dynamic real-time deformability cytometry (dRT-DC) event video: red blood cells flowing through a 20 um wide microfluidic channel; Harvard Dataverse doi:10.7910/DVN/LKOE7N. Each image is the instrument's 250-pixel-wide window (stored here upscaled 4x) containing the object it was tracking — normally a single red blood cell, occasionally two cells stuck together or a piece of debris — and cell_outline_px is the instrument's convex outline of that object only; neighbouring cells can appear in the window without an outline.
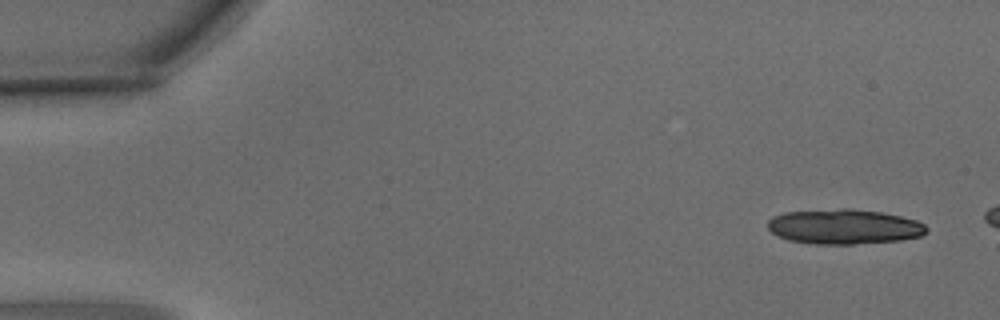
{"species": "common noctule bat (a hibernating species)", "species_latin": "Nyctalus noctula", "temperature_condition": "warm", "stored_images_in_passage": 3, "camera_frame_rate_fps": 3000, "um_per_image_px": 0.085, "animal": {"sex": "male", "body_mass_g": 15.6}, "frame": {"image": 1, "passage_image": 1, "time_ms": 0.0, "image_size_px": [1000, 320], "cell_outline_px": [[928, 232], [920, 236], [900, 240], [852, 244], [816, 244], [788, 240], [772, 232], [768, 228], [768, 220], [772, 216], [784, 212], [840, 208], [852, 208], [880, 212], [900, 216], [916, 220], [924, 224], [928, 228]], "centroid_in_image_um": [71.75, 19.26], "position_along_channel_um": 13.3, "area_um2": 32.37}}